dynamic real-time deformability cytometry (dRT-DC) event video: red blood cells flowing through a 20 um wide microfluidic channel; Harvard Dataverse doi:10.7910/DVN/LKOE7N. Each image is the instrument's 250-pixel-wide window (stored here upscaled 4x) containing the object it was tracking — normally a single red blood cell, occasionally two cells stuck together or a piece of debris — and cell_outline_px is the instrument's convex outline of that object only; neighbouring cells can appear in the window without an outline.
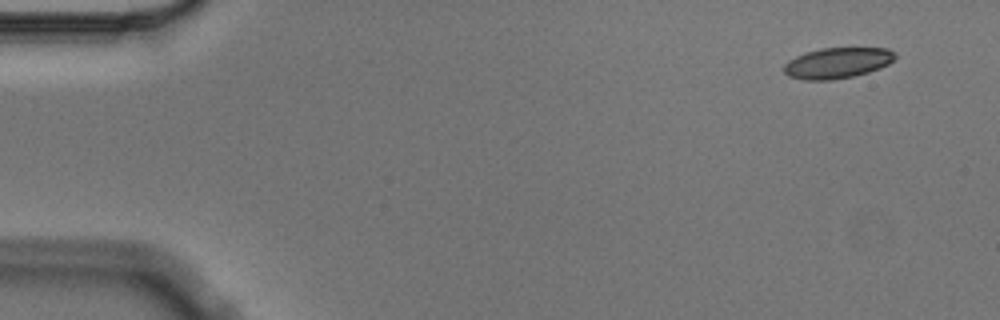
{"species": "Egyptian fruit bat (a non-hibernating species)", "species_latin": "Rousettus aegyptiacus", "temperature_condition": "cold", "stored_images_in_passage": 10, "camera_frame_rate_fps": 3000, "um_per_image_px": 0.085, "animal": {"sex": "male"}, "frame": {"image": 1, "passage_image": 1, "time_ms": 0.0, "image_size_px": [1000, 320], "cell_outline_px": [[896, 56], [888, 64], [880, 68], [868, 72], [852, 76], [832, 80], [804, 80], [788, 76], [784, 72], [784, 64], [788, 60], [804, 52], [820, 48], [888, 48], [896, 52]], "centroid_in_image_um": [71.16, 5.34], "position_along_channel_um": 13.8, "area_um2": 20.0}}
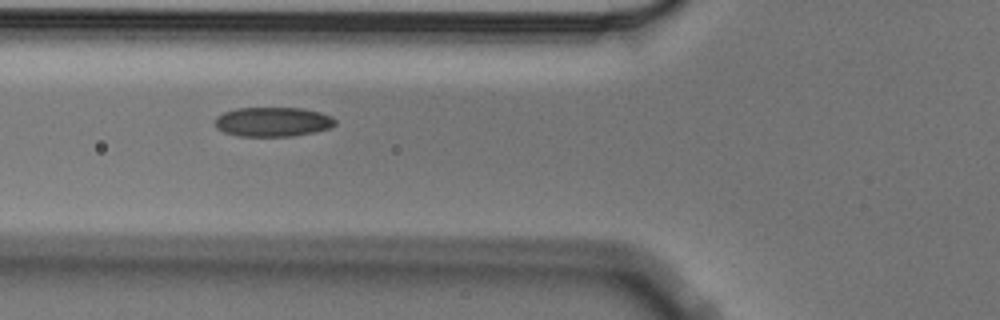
{"frame": {"image": 2, "passage_image": 6, "time_ms": 1.667, "image_size_px": [1000, 320], "cell_outline_px": [[336, 124], [332, 128], [292, 136], [236, 136], [224, 132], [216, 128], [216, 116], [224, 112], [236, 108], [300, 108], [320, 112], [332, 116], [336, 120]], "centroid_in_image_um": [23.2, 10.35], "position_along_channel_um": 102.6, "area_um2": 20.69}}
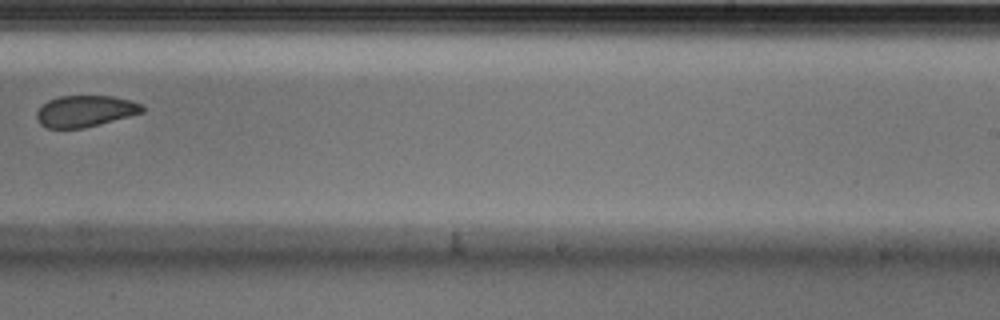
{"frame": {"image": 3, "passage_image": 10, "time_ms": 3.0, "image_size_px": [1000, 320], "cell_outline_px": [[144, 112], [100, 124], [84, 128], [48, 128], [40, 124], [36, 120], [36, 112], [48, 100], [60, 96], [112, 96], [132, 100], [144, 104]], "centroid_in_image_um": [7.26, 9.44], "position_along_channel_um": 281.7, "area_um2": 19.42}}